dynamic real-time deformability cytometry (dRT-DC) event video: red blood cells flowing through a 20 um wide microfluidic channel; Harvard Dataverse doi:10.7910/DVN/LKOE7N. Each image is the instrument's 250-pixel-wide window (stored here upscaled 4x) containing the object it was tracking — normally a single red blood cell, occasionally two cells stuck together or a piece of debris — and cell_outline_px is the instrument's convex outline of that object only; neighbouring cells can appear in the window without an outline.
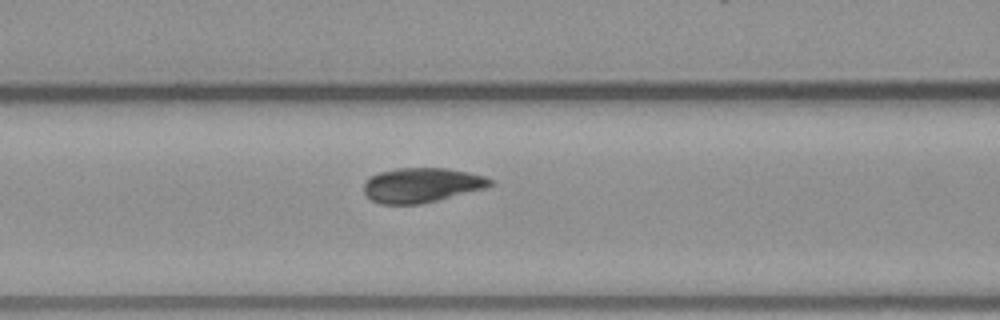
{"species": "common noctule bat (a hibernating species)", "species_latin": "Nyctalus noctula", "temperature_condition": "warm", "stored_images_in_passage": 6, "camera_frame_rate_fps": 3000, "um_per_image_px": 0.085, "animal": {"sex": "male", "body_mass_g": 23.1, "forearm_length_mm": 52.7}, "frame": {"image": 1, "passage_image": 6, "time_ms": 6.0, "image_size_px": [1000, 320], "cell_outline_px": [[492, 184], [484, 188], [420, 204], [380, 204], [372, 200], [364, 192], [364, 184], [368, 176], [380, 172], [396, 168], [448, 168], [468, 172], [484, 176], [492, 180]], "centroid_in_image_um": [35.79, 15.72], "position_along_channel_um": 130.8, "area_um2": 25.32}}